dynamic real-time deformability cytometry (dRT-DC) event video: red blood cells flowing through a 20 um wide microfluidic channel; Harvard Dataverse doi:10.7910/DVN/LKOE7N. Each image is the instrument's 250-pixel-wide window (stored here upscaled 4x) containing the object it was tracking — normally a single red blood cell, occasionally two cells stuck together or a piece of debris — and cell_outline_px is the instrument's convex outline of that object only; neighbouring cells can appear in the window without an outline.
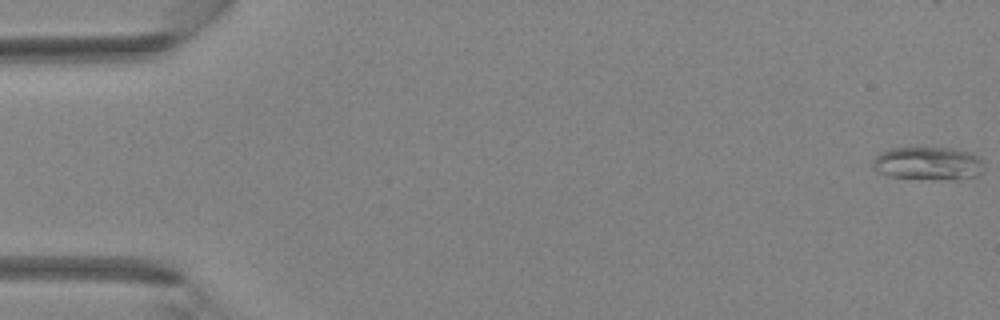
{"species": "Egyptian fruit bat (a non-hibernating species)", "species_latin": "Rousettus aegyptiacus", "temperature_condition": "room temperature", "stored_images_in_passage": 38, "camera_frame_rate_fps": 3000, "um_per_image_px": 0.085, "animal": {"sex": "female"}, "frame": {"image": 1, "passage_image": 1, "time_ms": 0.0, "image_size_px": [1000, 320], "cell_outline_px": [[984, 172], [976, 176], [960, 180], [952, 180], [888, 176], [880, 172], [872, 164], [872, 160], [880, 152], [892, 148], [952, 148], [972, 152], [980, 156], [984, 160]], "centroid_in_image_um": [79.0, 13.89], "position_along_channel_um": 6.0, "area_um2": 21.79}}
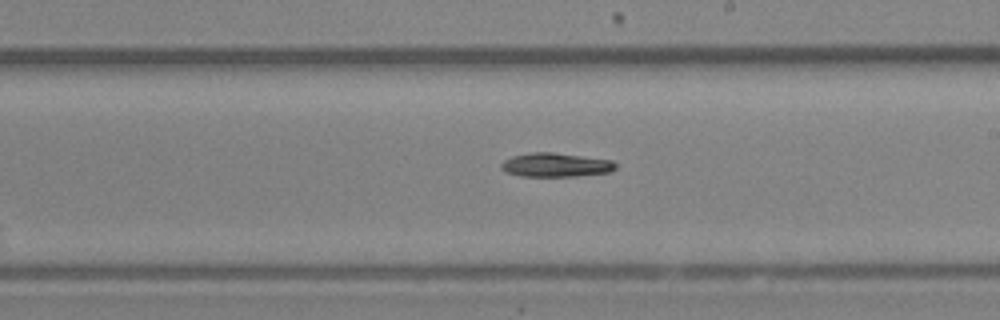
{"frame": {"image": 2, "passage_image": 22, "time_ms": 7.0, "image_size_px": [1000, 320], "cell_outline_px": [[616, 168], [612, 172], [576, 176], [520, 176], [504, 172], [500, 168], [500, 164], [504, 160], [512, 156], [532, 152], [552, 152], [612, 160], [616, 164]], "centroid_in_image_um": [47.21, 14.02], "position_along_channel_um": 241.8, "area_um2": 16.07}}
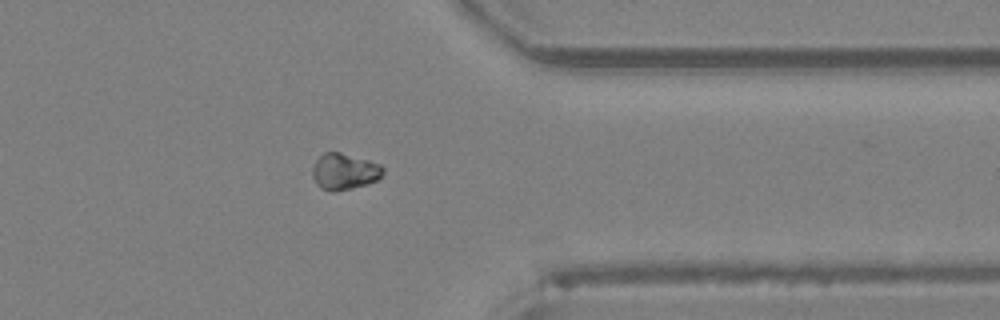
{"frame": {"image": 3, "passage_image": 30, "time_ms": 9.667, "image_size_px": [1000, 320], "cell_outline_px": [[384, 172], [376, 180], [352, 188], [336, 192], [332, 192], [320, 188], [316, 184], [312, 176], [312, 168], [316, 160], [324, 152], [340, 152], [368, 160], [380, 164], [384, 168]], "centroid_in_image_um": [29.24, 14.58], "position_along_channel_um": 382.2, "area_um2": 14.91}}